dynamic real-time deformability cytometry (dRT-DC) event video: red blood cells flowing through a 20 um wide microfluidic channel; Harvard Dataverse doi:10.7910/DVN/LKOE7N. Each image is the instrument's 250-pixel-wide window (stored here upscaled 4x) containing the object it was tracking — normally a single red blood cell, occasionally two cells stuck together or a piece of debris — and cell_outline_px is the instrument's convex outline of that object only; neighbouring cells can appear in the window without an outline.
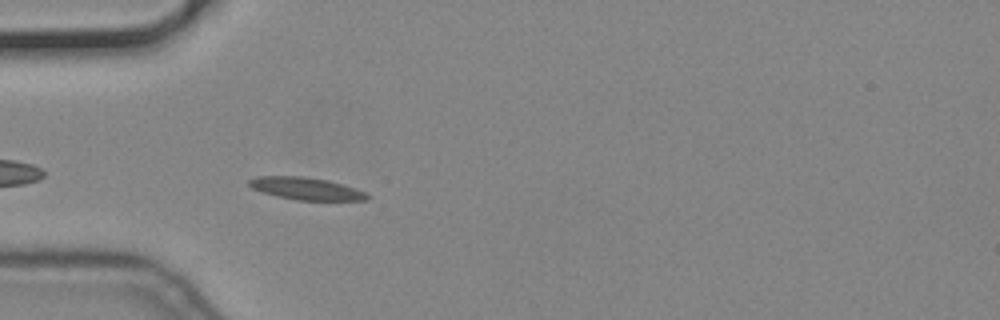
{"species": "common noctule bat (a hibernating species)", "species_latin": "Nyctalus noctula", "temperature_condition": "cold", "stored_images_in_passage": 43, "camera_frame_rate_fps": 3000, "um_per_image_px": 0.085, "animal": {"sex": "male", "body_mass_g": 19.2, "forearm_length_mm": 51.8}, "frame": {"image": 1, "passage_image": 4, "time_ms": 1.0, "image_size_px": [1000, 320], "cell_outline_px": [[372, 196], [368, 200], [296, 200], [276, 196], [252, 188], [248, 184], [248, 180], [256, 176], [304, 176], [328, 180], [364, 192]], "centroid_in_image_um": [25.99, 16.03], "position_along_channel_um": 59.0, "area_um2": 15.26}}
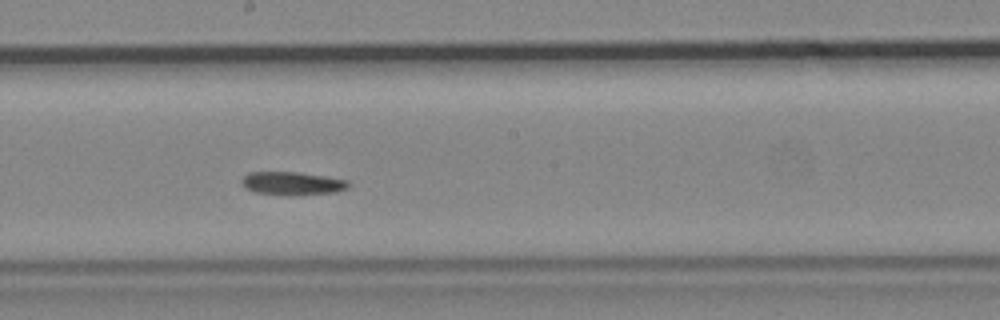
{"frame": {"image": 2, "passage_image": 18, "time_ms": 5.667, "image_size_px": [1000, 320], "cell_outline_px": [[352, 184], [348, 188], [336, 192], [292, 196], [288, 196], [252, 192], [244, 188], [240, 180], [248, 172], [300, 172], [348, 180]], "centroid_in_image_um": [24.83, 15.6], "position_along_channel_um": 223.4, "area_um2": 14.85}}
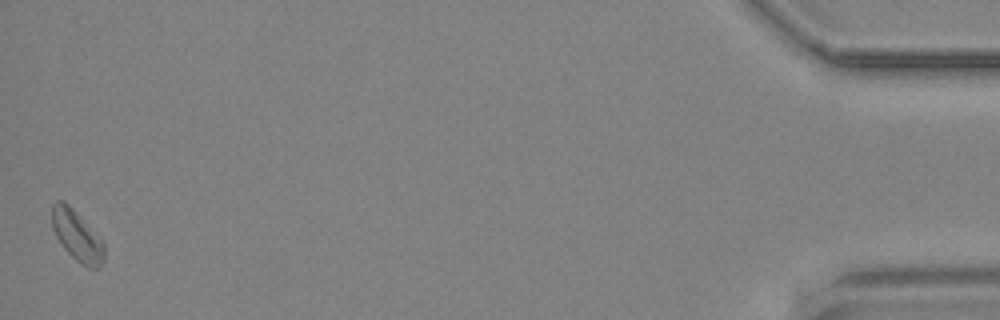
{"frame": {"image": 3, "passage_image": 43, "time_ms": 14.0, "image_size_px": [1000, 320], "cell_outline_px": [[104, 260], [96, 268], [88, 268], [80, 264], [64, 248], [56, 236], [52, 228], [52, 204], [56, 200], [64, 200], [104, 240]], "centroid_in_image_um": [6.55, 20.03], "position_along_channel_um": 428.6, "area_um2": 15.43}}